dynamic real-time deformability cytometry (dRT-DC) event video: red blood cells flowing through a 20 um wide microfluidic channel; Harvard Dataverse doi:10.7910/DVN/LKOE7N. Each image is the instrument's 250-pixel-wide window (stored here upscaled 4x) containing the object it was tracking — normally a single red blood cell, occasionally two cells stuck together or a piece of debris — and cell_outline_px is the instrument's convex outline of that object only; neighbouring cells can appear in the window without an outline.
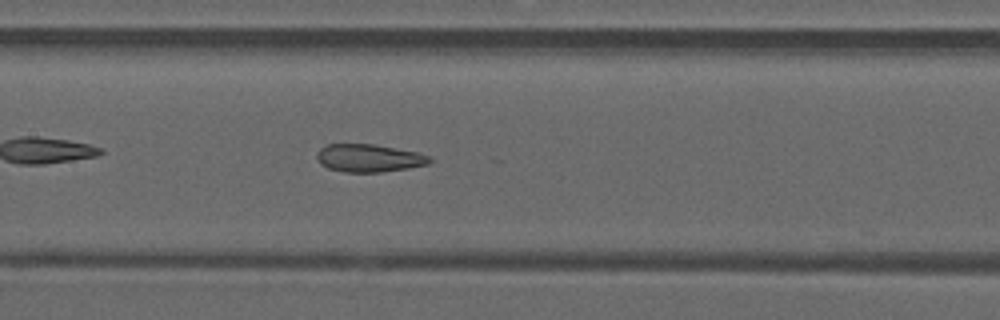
{"species": "common noctule bat (a hibernating species)", "species_latin": "Nyctalus noctula", "temperature_condition": "warm", "stored_images_in_passage": 44, "camera_frame_rate_fps": 3000, "um_per_image_px": 0.085, "animal": {"sex": "male", "forearm_length_mm": 52.5}, "frame": {"image": 1, "passage_image": 19, "time_ms": 6.0, "image_size_px": [1000, 320], "cell_outline_px": [[432, 160], [428, 164], [408, 168], [380, 172], [344, 172], [328, 168], [320, 164], [316, 156], [320, 148], [328, 144], [372, 144], [416, 152], [432, 156]], "centroid_in_image_um": [31.36, 13.44], "position_along_channel_um": 176.0, "area_um2": 18.21}}
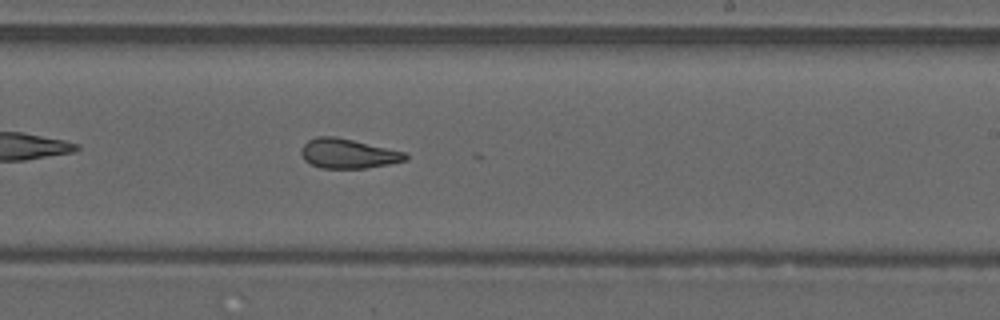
{"frame": {"image": 2, "passage_image": 25, "time_ms": 8.0, "image_size_px": [1000, 320], "cell_outline_px": [[408, 160], [388, 164], [364, 168], [320, 168], [304, 160], [300, 152], [300, 148], [308, 140], [316, 136], [336, 136], [408, 152]], "centroid_in_image_um": [29.6, 13.04], "position_along_channel_um": 259.4, "area_um2": 18.21}}
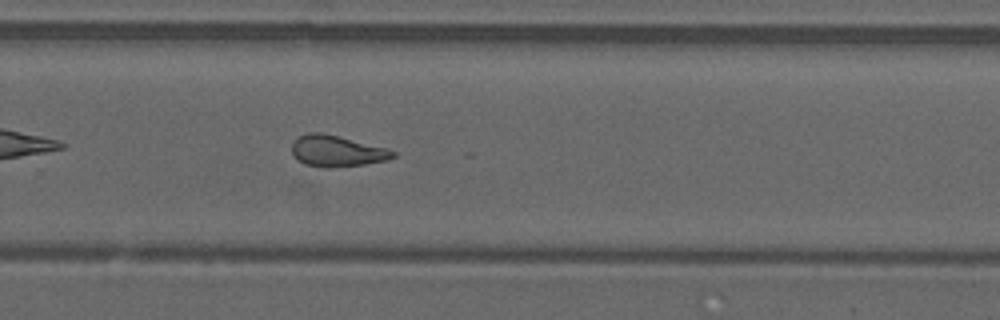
{"frame": {"image": 3, "passage_image": 28, "time_ms": 9.0, "image_size_px": [1000, 320], "cell_outline_px": [[396, 156], [388, 160], [364, 164], [328, 168], [304, 164], [292, 152], [292, 144], [300, 136], [308, 132], [320, 132], [384, 148], [396, 152]], "centroid_in_image_um": [28.63, 12.85], "position_along_channel_um": 301.2, "area_um2": 17.86}, "authors_computed_cell_mechanics": {"area_um2": 18.8717, "velocity_mm_per_s": 4.1925, "shape_relaxation_time_tau1_ms": null, "shape_relaxation_time_tau2_ms": 1.9508, "deformation_change_tau1": null, "deformation_change_tau2": 0.0882}}